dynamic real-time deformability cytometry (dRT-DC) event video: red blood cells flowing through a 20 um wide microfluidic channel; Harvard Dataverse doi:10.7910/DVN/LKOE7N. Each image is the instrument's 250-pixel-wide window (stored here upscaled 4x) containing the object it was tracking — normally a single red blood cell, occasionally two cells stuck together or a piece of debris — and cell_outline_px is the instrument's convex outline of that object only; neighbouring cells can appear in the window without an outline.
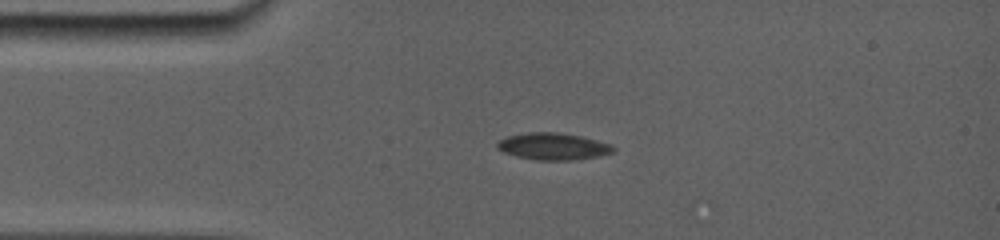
{"species": "common noctule bat (a hibernating species)", "species_latin": "Nyctalus noctula", "temperature_condition": "room temperature", "stored_images_in_passage": 4, "camera_frame_rate_fps": 5000, "um_per_image_px": 0.085, "animal": {"sex": "female", "body_mass_g": 19.0, "forearm_length_mm": 56.7}, "frame": {"image": 1, "passage_image": 3, "time_ms": 0.6, "image_size_px": [1000, 240], "cell_outline_px": [[612, 152], [592, 156], [568, 160], [540, 160], [520, 156], [508, 152], [500, 148], [500, 140], [512, 136], [540, 132], [544, 132], [576, 136], [604, 144], [612, 148]], "centroid_in_image_um": [46.97, 12.46], "position_along_channel_um": 38.0, "area_um2": 16.24}}